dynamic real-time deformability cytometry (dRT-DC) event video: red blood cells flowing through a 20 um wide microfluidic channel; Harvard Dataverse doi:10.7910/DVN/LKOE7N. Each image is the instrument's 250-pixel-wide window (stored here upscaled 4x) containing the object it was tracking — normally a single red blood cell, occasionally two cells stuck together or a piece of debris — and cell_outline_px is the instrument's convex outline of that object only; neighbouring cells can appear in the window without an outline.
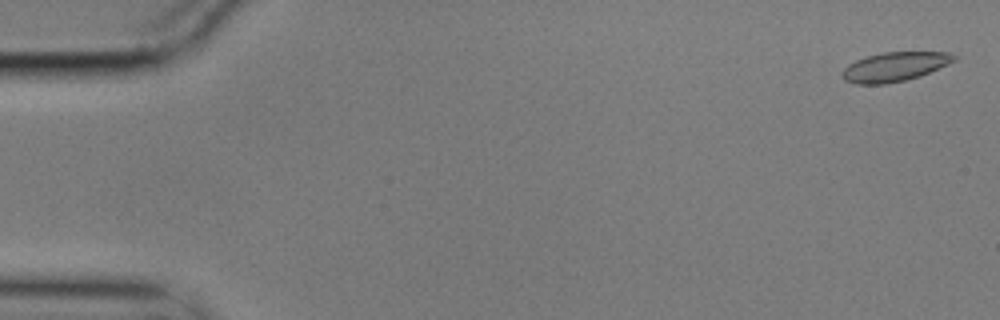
{"species": "common noctule bat (a hibernating species)", "species_latin": "Nyctalus noctula", "temperature_condition": "cold", "stored_images_in_passage": 57, "camera_frame_rate_fps": 3000, "um_per_image_px": 0.085, "animal": {"sex": "male", "body_mass_g": 17.9}, "frame": {"image": 1, "passage_image": 2, "time_ms": 0.333, "image_size_px": [1000, 320], "cell_outline_px": [[956, 60], [948, 64], [920, 76], [904, 80], [884, 84], [856, 84], [844, 80], [840, 76], [840, 72], [848, 64], [856, 60], [868, 56], [884, 52], [948, 52], [956, 56]], "centroid_in_image_um": [76.0, 5.68], "position_along_channel_um": 9.0, "area_um2": 19.02}}
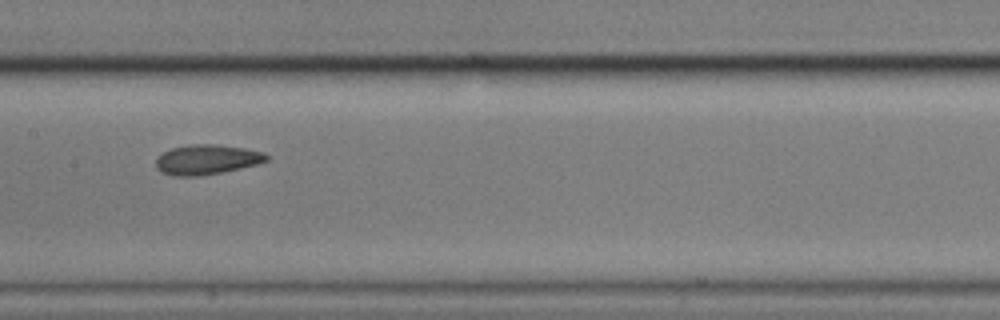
{"frame": {"image": 2, "passage_image": 29, "time_ms": 9.333, "image_size_px": [1000, 320], "cell_outline_px": [[268, 160], [256, 164], [240, 168], [200, 176], [172, 176], [160, 172], [156, 168], [156, 156], [172, 148], [192, 144], [216, 144], [244, 148], [264, 152], [268, 156]], "centroid_in_image_um": [17.54, 13.56], "position_along_channel_um": 189.9, "area_um2": 19.25}}
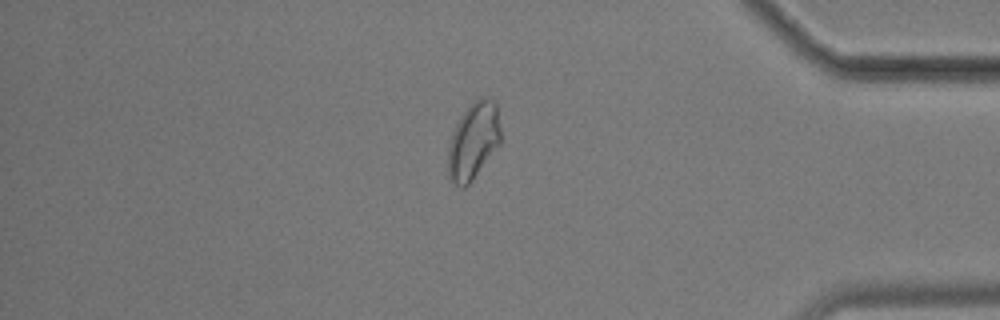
{"frame": {"image": 3, "passage_image": 49, "time_ms": 16.0, "image_size_px": [1000, 320], "cell_outline_px": [[500, 144], [472, 180], [464, 188], [460, 188], [448, 176], [448, 148], [452, 132], [456, 124], [468, 104], [472, 100], [480, 96], [488, 96], [496, 100], [500, 128]], "centroid_in_image_um": [40.25, 11.91], "position_along_channel_um": 395.0, "area_um2": 23.87}, "authors_computed_cell_mechanics": {"area_um2": 19.7676, "velocity_mm_per_s": 3.5009, "shape_relaxation_time_tau1_ms": null, "shape_relaxation_time_tau2_ms": 3.1761, "deformation_change_tau1": null, "deformation_change_tau2": 0.0707}}